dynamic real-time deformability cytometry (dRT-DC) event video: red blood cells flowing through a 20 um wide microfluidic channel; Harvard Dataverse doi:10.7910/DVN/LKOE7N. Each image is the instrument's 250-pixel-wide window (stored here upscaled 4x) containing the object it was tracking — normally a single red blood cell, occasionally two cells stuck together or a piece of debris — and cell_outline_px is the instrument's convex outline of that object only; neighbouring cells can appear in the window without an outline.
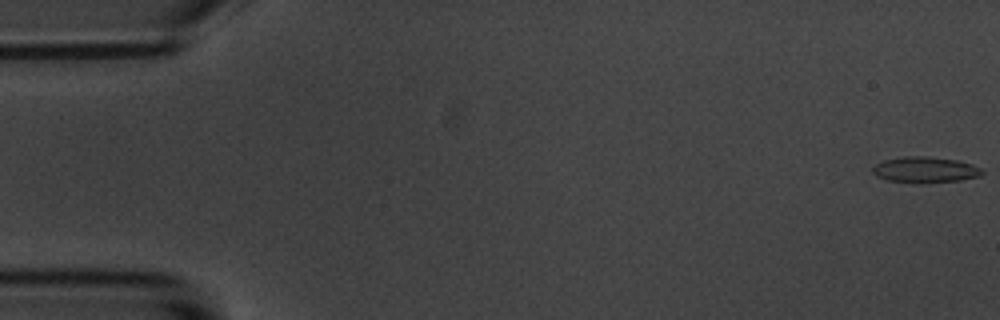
{"species": "common noctule bat (a hibernating species)", "species_latin": "Nyctalus noctula", "temperature_condition": "room temperature", "stored_images_in_passage": 9, "camera_frame_rate_fps": 3000, "um_per_image_px": 0.085, "animal": {"sex": "male", "body_mass_g": 20.1, "forearm_length_mm": 53.5}, "frame": {"image": 1, "passage_image": 1, "time_ms": 0.0, "image_size_px": [1000, 320], "cell_outline_px": [[984, 172], [980, 176], [960, 180], [888, 180], [876, 176], [872, 172], [872, 168], [876, 164], [884, 160], [904, 156], [928, 156], [956, 160], [972, 164], [980, 168]], "centroid_in_image_um": [78.64, 14.37], "position_along_channel_um": 6.4, "area_um2": 15.61}}
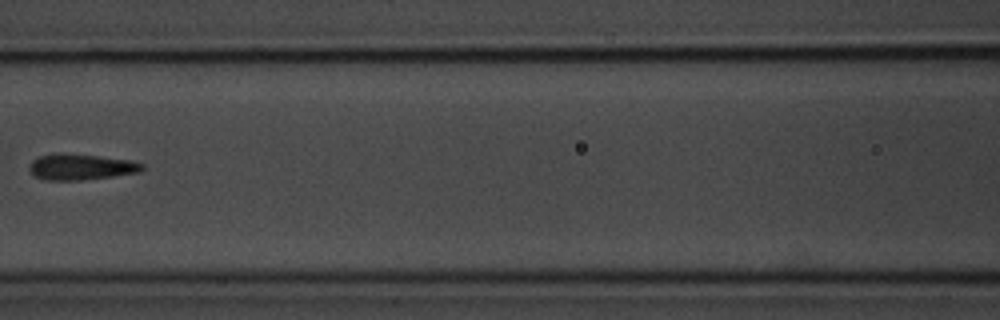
{"frame": {"image": 2, "passage_image": 8, "time_ms": 8.333, "image_size_px": [1000, 320], "cell_outline_px": [[144, 168], [140, 172], [84, 180], [48, 180], [32, 176], [28, 168], [32, 160], [40, 156], [60, 152], [96, 156], [128, 160], [144, 164]], "centroid_in_image_um": [6.83, 14.19], "position_along_channel_um": 159.8, "area_um2": 17.05}}
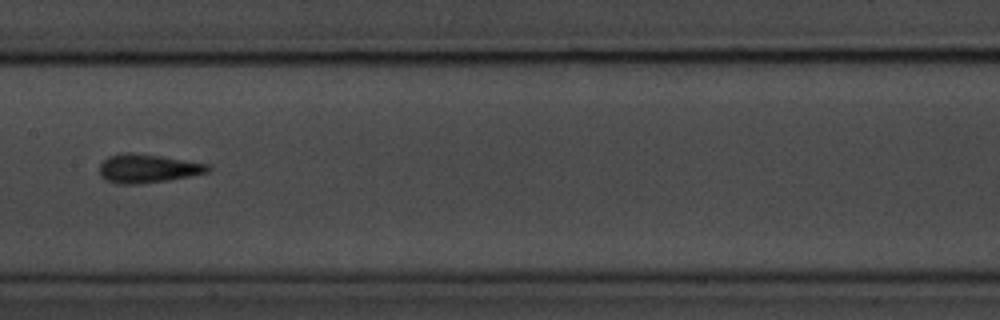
{"frame": {"image": 3, "passage_image": 9, "time_ms": 9.333, "image_size_px": [1000, 320], "cell_outline_px": [[212, 168], [208, 172], [168, 180], [140, 184], [116, 184], [104, 180], [100, 176], [100, 164], [108, 156], [128, 152], [160, 156], [208, 164]], "centroid_in_image_um": [12.51, 14.33], "position_along_channel_um": 194.9, "area_um2": 18.03}}